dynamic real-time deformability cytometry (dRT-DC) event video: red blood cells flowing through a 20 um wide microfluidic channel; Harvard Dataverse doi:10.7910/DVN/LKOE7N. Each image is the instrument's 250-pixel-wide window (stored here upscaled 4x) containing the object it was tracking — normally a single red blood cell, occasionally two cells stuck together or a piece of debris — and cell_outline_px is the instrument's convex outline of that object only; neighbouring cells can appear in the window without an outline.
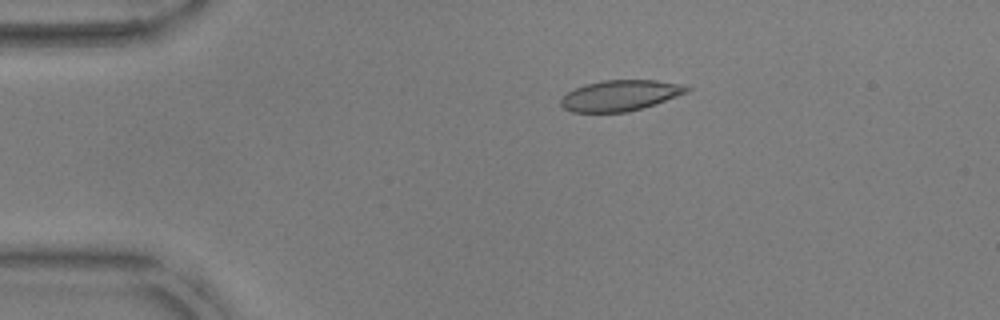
{"species": "common noctule bat (a hibernating species)", "species_latin": "Nyctalus noctula", "temperature_condition": "warm", "stored_images_in_passage": 53, "camera_frame_rate_fps": 3000, "um_per_image_px": 0.085, "animal": {"sex": "male", "body_mass_g": 17.9, "forearm_length_mm": 54.2}, "frame": {"image": 1, "passage_image": 11, "time_ms": 3.333, "image_size_px": [1000, 320], "cell_outline_px": [[692, 88], [688, 92], [656, 104], [628, 112], [572, 112], [564, 108], [560, 104], [560, 100], [568, 92], [584, 84], [604, 80], [656, 80], [680, 84]], "centroid_in_image_um": [52.73, 8.12], "position_along_channel_um": 32.3, "area_um2": 22.54}}
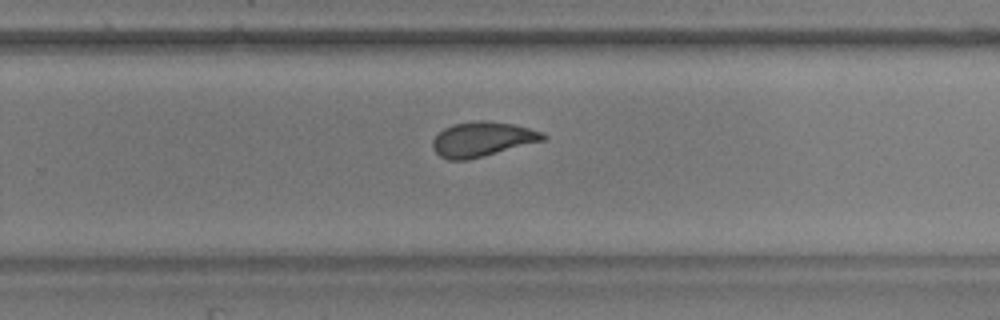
{"frame": {"image": 2, "passage_image": 35, "time_ms": 11.333, "image_size_px": [1000, 320], "cell_outline_px": [[548, 136], [544, 140], [468, 160], [448, 160], [440, 156], [432, 148], [432, 140], [444, 128], [452, 124], [472, 120], [488, 120], [512, 124], [544, 132]], "centroid_in_image_um": [40.98, 11.82], "position_along_channel_um": 288.8, "area_um2": 22.37}}
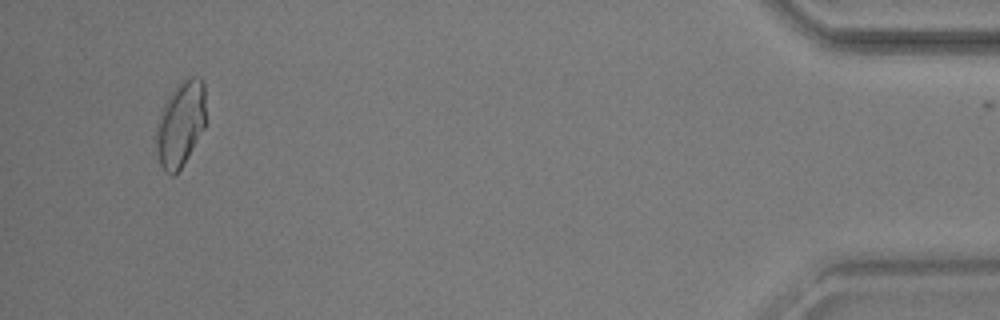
{"frame": {"image": 3, "passage_image": 51, "time_ms": 16.667, "image_size_px": [1000, 320], "cell_outline_px": [[204, 128], [188, 156], [176, 176], [172, 176], [164, 172], [160, 164], [156, 148], [156, 124], [160, 112], [164, 104], [176, 84], [192, 76], [200, 76], [204, 84]], "centroid_in_image_um": [15.32, 10.55], "position_along_channel_um": 419.9, "area_um2": 24.68}, "authors_computed_cell_mechanics": {"area_um2": 22.7154, "velocity_mm_per_s": 3.8032, "shape_relaxation_time_tau1_ms": 4.0827, "shape_relaxation_time_tau2_ms": 1.0223, "deformation_change_tau1": 0.1356, "deformation_change_tau2": 0.0641}}